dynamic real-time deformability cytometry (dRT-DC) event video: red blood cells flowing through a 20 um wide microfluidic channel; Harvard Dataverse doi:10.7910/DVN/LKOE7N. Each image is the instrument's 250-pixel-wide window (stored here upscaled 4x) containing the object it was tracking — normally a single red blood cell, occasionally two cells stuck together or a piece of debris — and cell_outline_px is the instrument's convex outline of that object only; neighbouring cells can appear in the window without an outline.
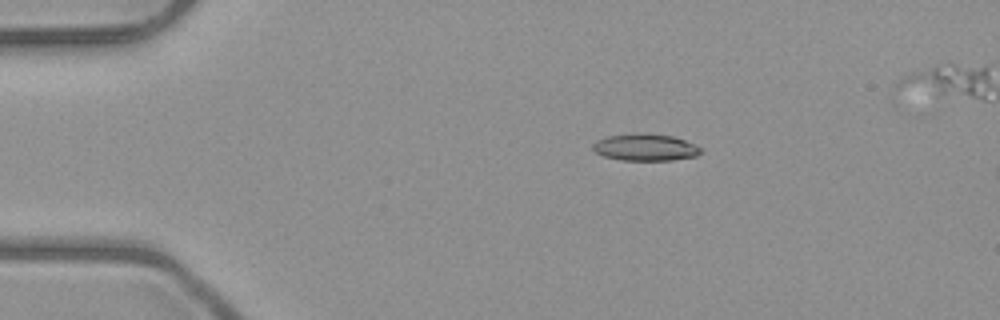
{"species": "common noctule bat (a hibernating species)", "species_latin": "Nyctalus noctula", "temperature_condition": "room temperature", "stored_images_in_passage": 5, "camera_frame_rate_fps": 3000, "um_per_image_px": 0.085, "animal": {"sex": "male", "body_mass_g": 23.1, "forearm_length_mm": 52.7}, "frame": {"image": 1, "passage_image": 3, "time_ms": 2.333, "image_size_px": [1000, 320], "cell_outline_px": [[704, 148], [696, 156], [672, 160], [620, 160], [604, 156], [596, 152], [592, 148], [592, 144], [596, 140], [604, 136], [632, 132], [644, 132], [672, 136], [684, 140]], "centroid_in_image_um": [54.81, 12.5], "position_along_channel_um": 30.2, "area_um2": 17.28}}